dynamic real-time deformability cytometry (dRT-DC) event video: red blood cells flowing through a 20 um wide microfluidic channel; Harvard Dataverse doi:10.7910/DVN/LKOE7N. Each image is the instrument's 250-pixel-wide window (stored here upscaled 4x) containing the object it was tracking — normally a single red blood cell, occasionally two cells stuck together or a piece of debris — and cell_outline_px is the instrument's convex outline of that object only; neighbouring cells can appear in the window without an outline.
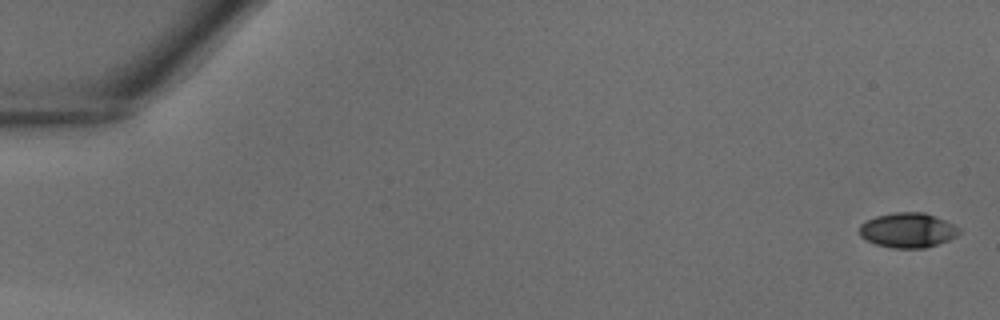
{"species": "common noctule bat (a hibernating species)", "species_latin": "Nyctalus noctula", "temperature_condition": "warm", "stored_images_in_passage": 39, "camera_frame_rate_fps": 3000, "um_per_image_px": 0.085, "animal": {"sex": "male", "body_mass_g": 18.8}, "frame": {"image": 1, "passage_image": 1, "time_ms": 0.0, "image_size_px": [1000, 320], "cell_outline_px": [[960, 232], [956, 236], [948, 240], [924, 248], [892, 248], [876, 244], [860, 236], [860, 224], [876, 216], [892, 212], [924, 212], [944, 220], [960, 228]], "centroid_in_image_um": [77.15, 19.56], "position_along_channel_um": 7.8, "area_um2": 20.06}}
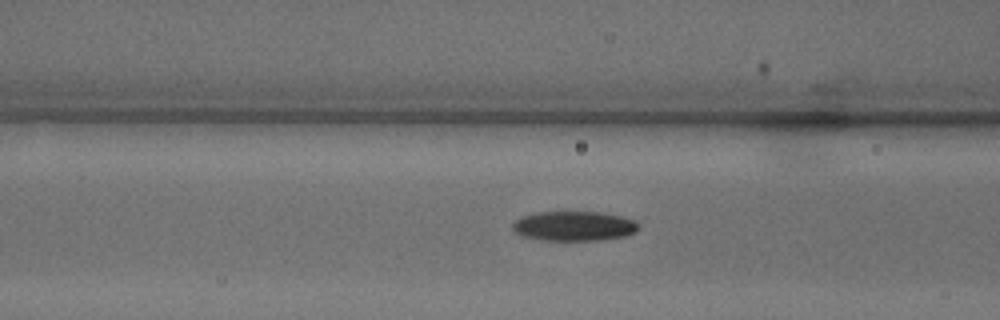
{"frame": {"image": 2, "passage_image": 17, "time_ms": 5.333, "image_size_px": [1000, 320], "cell_outline_px": [[640, 228], [636, 232], [624, 236], [596, 240], [536, 240], [520, 236], [512, 232], [512, 224], [520, 216], [536, 212], [600, 212], [620, 216], [632, 220]], "centroid_in_image_um": [48.69, 19.22], "position_along_channel_um": 117.9, "area_um2": 21.91}}
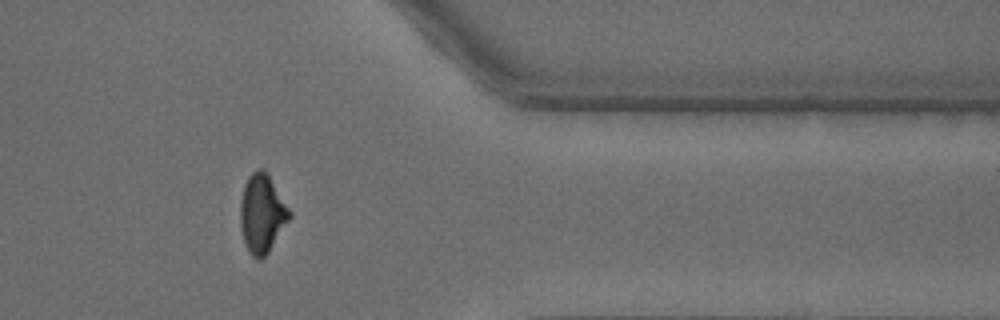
{"frame": {"image": 3, "passage_image": 34, "time_ms": 11.0, "image_size_px": [1000, 320], "cell_outline_px": [[292, 216], [268, 252], [260, 260], [256, 260], [248, 252], [244, 244], [240, 228], [240, 204], [244, 184], [248, 176], [256, 168], [264, 168], [268, 172], [292, 212]], "centroid_in_image_um": [22.27, 18.13], "position_along_channel_um": 389.1, "area_um2": 23.0}}